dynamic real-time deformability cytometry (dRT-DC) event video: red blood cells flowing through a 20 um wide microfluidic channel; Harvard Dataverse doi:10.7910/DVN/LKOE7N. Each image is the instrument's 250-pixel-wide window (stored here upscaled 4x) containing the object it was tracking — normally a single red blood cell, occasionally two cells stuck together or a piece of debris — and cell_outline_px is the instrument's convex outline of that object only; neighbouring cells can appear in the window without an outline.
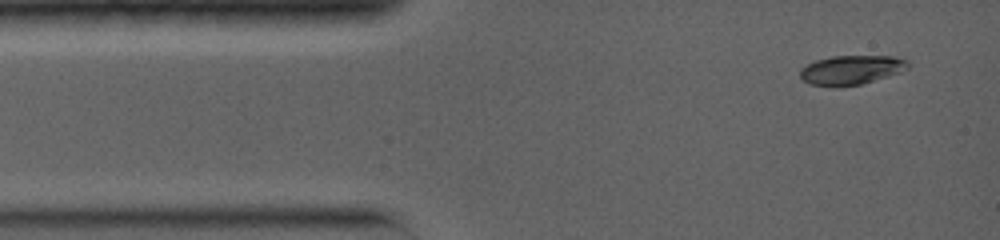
{"species": "common noctule bat (a hibernating species)", "species_latin": "Nyctalus noctula", "temperature_condition": "warm", "stored_images_in_passage": 7, "camera_frame_rate_fps": 5000, "um_per_image_px": 0.085, "animal": {"sex": "female", "body_mass_g": 19.0, "forearm_length_mm": 56.7}, "frame": {"image": 1, "passage_image": 1, "time_ms": 0.0, "image_size_px": [1000, 240], "cell_outline_px": [[908, 68], [900, 72], [888, 76], [860, 84], [836, 88], [808, 84], [800, 76], [800, 68], [816, 60], [832, 56], [896, 56], [908, 60]], "centroid_in_image_um": [72.34, 5.95], "position_along_channel_um": 12.7, "area_um2": 18.55}}
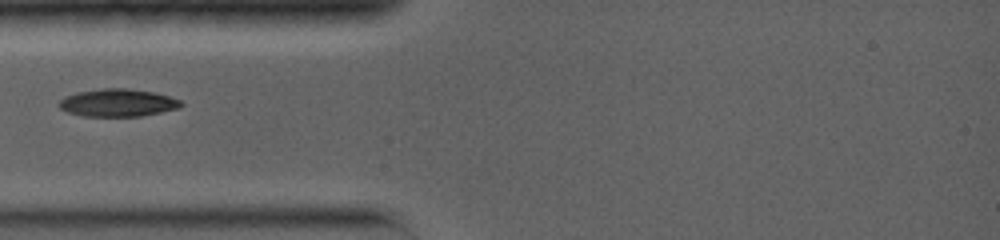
{"frame": {"image": 2, "passage_image": 5, "time_ms": 3.0, "image_size_px": [1000, 240], "cell_outline_px": [[184, 104], [180, 108], [140, 116], [80, 116], [68, 112], [60, 108], [60, 100], [64, 96], [76, 92], [100, 88], [124, 88], [152, 92], [168, 96], [180, 100]], "centroid_in_image_um": [9.99, 8.73], "position_along_channel_um": 75.0, "area_um2": 19.59}}
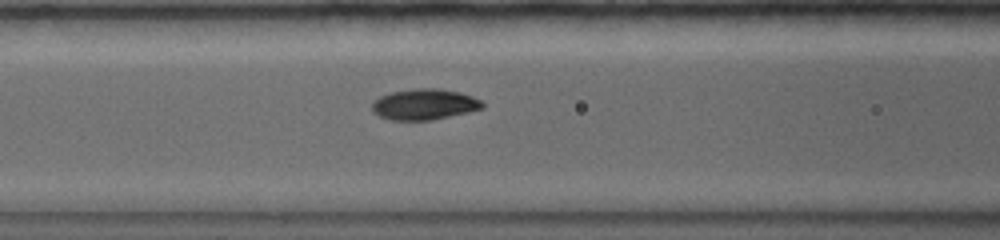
{"frame": {"image": 3, "passage_image": 7, "time_ms": 4.4, "image_size_px": [1000, 240], "cell_outline_px": [[484, 108], [468, 112], [432, 120], [392, 120], [380, 116], [372, 112], [372, 100], [380, 96], [392, 92], [412, 88], [436, 88], [460, 92], [472, 96], [480, 100], [484, 104]], "centroid_in_image_um": [36.05, 8.86], "position_along_channel_um": 130.5, "area_um2": 19.94}}